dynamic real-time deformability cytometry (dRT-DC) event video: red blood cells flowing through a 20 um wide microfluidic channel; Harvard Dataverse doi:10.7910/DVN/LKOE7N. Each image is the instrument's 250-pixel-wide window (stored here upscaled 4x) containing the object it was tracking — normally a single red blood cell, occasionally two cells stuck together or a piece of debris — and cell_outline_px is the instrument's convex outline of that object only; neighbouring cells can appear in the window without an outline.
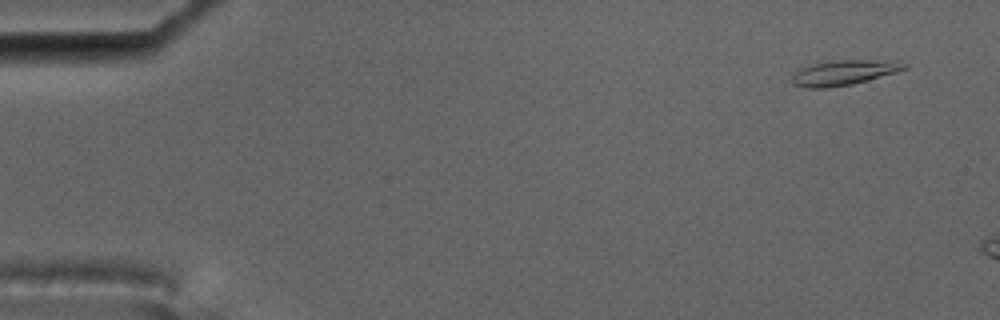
{"species": "common noctule bat (a hibernating species)", "species_latin": "Nyctalus noctula", "temperature_condition": "cold", "stored_images_in_passage": 5, "camera_frame_rate_fps": 3000, "um_per_image_px": 0.085, "animal": {"sex": "male", "body_mass_g": 17.5, "forearm_length_mm": 52.3}, "frame": {"image": 1, "passage_image": 2, "time_ms": 0.333, "image_size_px": [1000, 320], "cell_outline_px": [[908, 68], [896, 72], [852, 84], [828, 88], [804, 88], [792, 84], [792, 76], [796, 68], [832, 60], [876, 60], [908, 64]], "centroid_in_image_um": [71.63, 6.18], "position_along_channel_um": 13.4, "area_um2": 16.36}}